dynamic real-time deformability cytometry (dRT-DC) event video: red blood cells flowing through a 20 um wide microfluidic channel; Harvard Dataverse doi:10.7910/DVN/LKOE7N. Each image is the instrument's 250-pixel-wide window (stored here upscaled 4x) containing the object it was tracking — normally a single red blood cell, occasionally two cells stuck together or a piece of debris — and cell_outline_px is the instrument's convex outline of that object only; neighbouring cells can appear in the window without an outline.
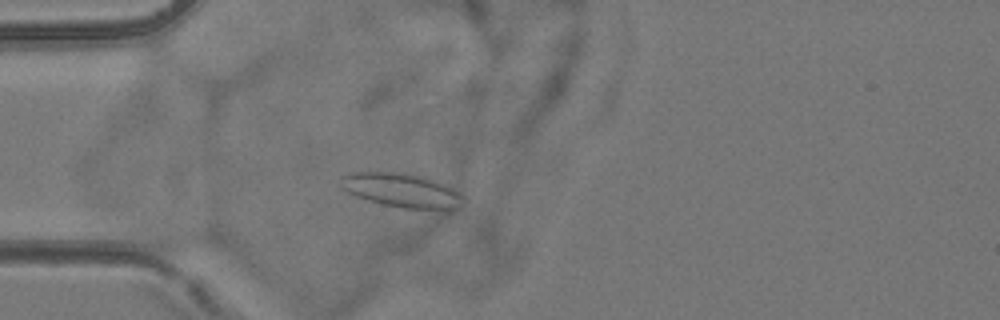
{"species": "common noctule bat (a hibernating species)", "species_latin": "Nyctalus noctula", "temperature_condition": "room temperature", "stored_images_in_passage": 4, "camera_frame_rate_fps": 3000, "um_per_image_px": 0.085, "animal": {"sex": "female", "body_mass_g": 24.6, "forearm_length_mm": 56.2}, "frame": {"image": 1, "passage_image": 4, "time_ms": 3.333, "image_size_px": [1000, 320], "cell_outline_px": [[464, 200], [460, 208], [452, 212], [440, 212], [404, 208], [384, 204], [368, 200], [356, 196], [348, 192], [344, 188], [340, 176], [348, 172], [400, 172], [424, 176], [436, 180], [460, 192], [464, 196]], "centroid_in_image_um": [34.28, 16.22], "position_along_channel_um": 50.7, "area_um2": 25.14}}